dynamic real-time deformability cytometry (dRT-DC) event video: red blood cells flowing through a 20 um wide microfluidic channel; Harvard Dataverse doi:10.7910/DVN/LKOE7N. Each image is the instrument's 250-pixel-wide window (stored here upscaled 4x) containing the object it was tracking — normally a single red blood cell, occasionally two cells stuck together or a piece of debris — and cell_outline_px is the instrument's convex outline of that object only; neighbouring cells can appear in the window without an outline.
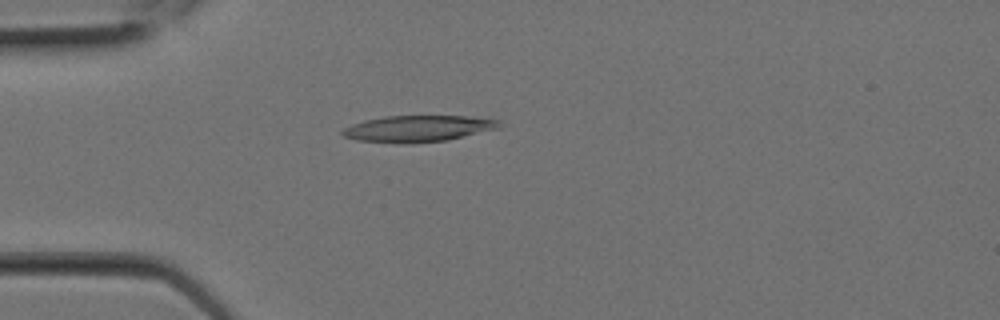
{"species": "Egyptian fruit bat (a non-hibernating species)", "species_latin": "Rousettus aegyptiacus", "temperature_condition": "room temperature", "stored_images_in_passage": 8, "camera_frame_rate_fps": 3000, "um_per_image_px": 0.085, "animal": {"sex": "female"}, "frame": {"image": 1, "passage_image": 6, "time_ms": 1.667, "image_size_px": [1000, 320], "cell_outline_px": [[504, 124], [500, 128], [448, 140], [356, 140], [344, 136], [340, 132], [344, 128], [352, 124], [364, 120], [384, 116], [468, 116], [500, 120]], "centroid_in_image_um": [35.63, 10.87], "position_along_channel_um": 49.4, "area_um2": 23.0}}
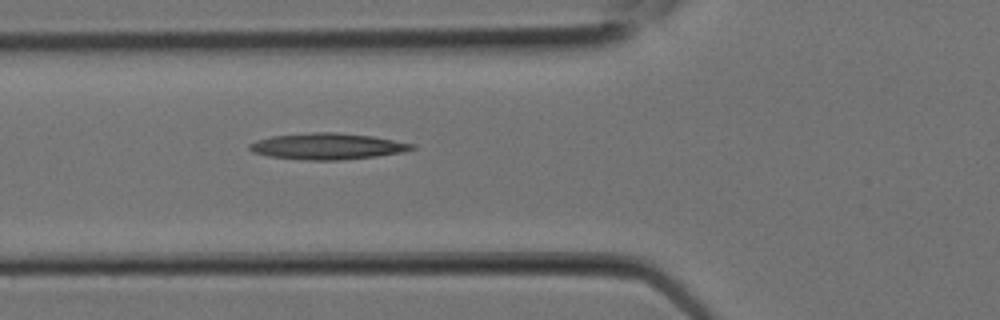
{"frame": {"image": 2, "passage_image": 8, "time_ms": 2.333, "image_size_px": [1000, 320], "cell_outline_px": [[416, 148], [400, 152], [376, 156], [340, 160], [304, 160], [268, 156], [252, 152], [248, 148], [248, 144], [256, 140], [272, 136], [312, 132], [336, 132], [372, 136], [416, 144]], "centroid_in_image_um": [27.8, 12.43], "position_along_channel_um": 98.0, "area_um2": 24.85}}